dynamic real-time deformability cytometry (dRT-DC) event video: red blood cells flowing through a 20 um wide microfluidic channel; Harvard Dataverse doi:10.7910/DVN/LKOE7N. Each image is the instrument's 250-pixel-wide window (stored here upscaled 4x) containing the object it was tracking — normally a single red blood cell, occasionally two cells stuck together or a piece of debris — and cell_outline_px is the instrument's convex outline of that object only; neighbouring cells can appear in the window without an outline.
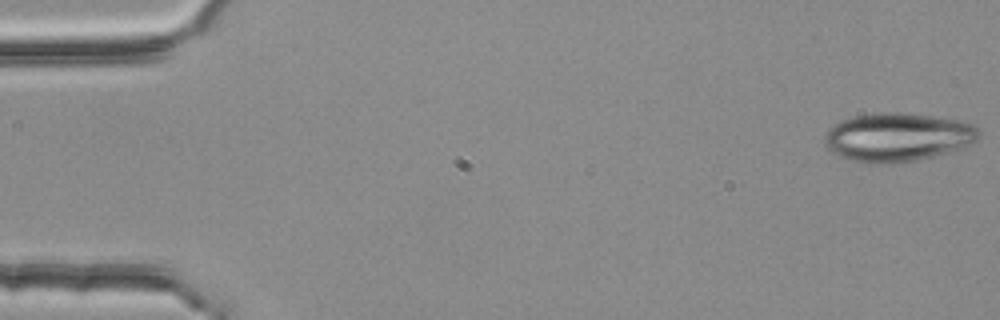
{"species": "common noctule bat (a hibernating species)", "species_latin": "Nyctalus noctula", "temperature_condition": "room temperature", "stored_images_in_passage": 4, "camera_frame_rate_fps": 3000, "um_per_image_px": 0.085, "animal": {"sex": "female", "body_mass_g": 25.1}, "frame": {"image": 1, "passage_image": 1, "time_ms": 0.0, "image_size_px": [1000, 320], "cell_outline_px": [[980, 132], [976, 140], [972, 144], [948, 152], [916, 160], [884, 164], [868, 164], [852, 160], [840, 156], [832, 152], [824, 144], [824, 136], [828, 128], [852, 116], [872, 112], [896, 112], [932, 116], [964, 120], [976, 124]], "centroid_in_image_um": [76.31, 11.65], "position_along_channel_um": 8.7, "area_um2": 43.99}}